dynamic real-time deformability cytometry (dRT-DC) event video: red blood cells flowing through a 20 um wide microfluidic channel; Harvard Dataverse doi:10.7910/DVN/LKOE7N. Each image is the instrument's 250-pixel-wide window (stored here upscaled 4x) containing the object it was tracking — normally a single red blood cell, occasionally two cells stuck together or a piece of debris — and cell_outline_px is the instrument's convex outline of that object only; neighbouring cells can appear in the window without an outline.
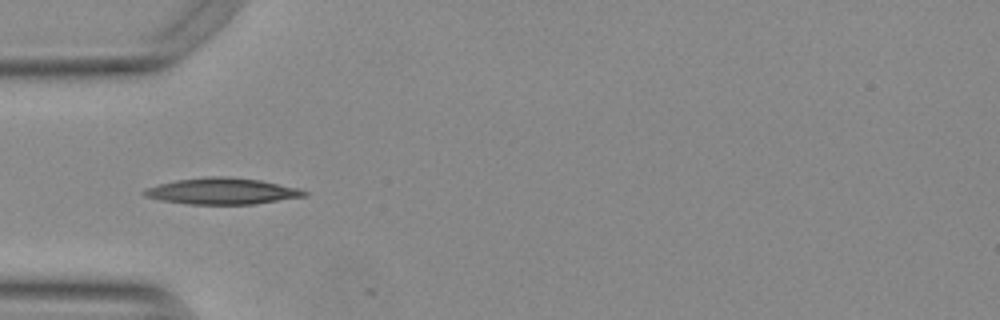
{"species": "Egyptian fruit bat (a non-hibernating species)", "species_latin": "Rousettus aegyptiacus", "temperature_condition": "warm", "stored_images_in_passage": 12, "camera_frame_rate_fps": 3000, "um_per_image_px": 0.085, "animal": {"sex": "female"}, "frame": {"image": 1, "passage_image": 4, "time_ms": 1.0, "image_size_px": [1000, 320], "cell_outline_px": [[308, 192], [304, 196], [256, 204], [188, 204], [160, 200], [144, 196], [140, 192], [148, 188], [160, 184], [176, 180], [212, 176], [224, 176], [260, 180], [296, 188]], "centroid_in_image_um": [18.84, 16.25], "position_along_channel_um": 66.2, "area_um2": 24.22}}
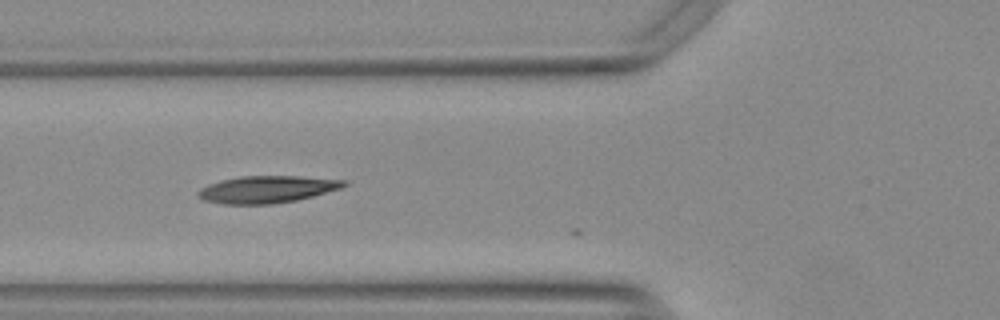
{"frame": {"image": 2, "passage_image": 7, "time_ms": 2.0, "image_size_px": [1000, 320], "cell_outline_px": [[348, 184], [340, 188], [312, 196], [296, 200], [272, 204], [224, 204], [204, 200], [196, 196], [196, 192], [200, 188], [224, 180], [244, 176], [296, 176], [348, 180]], "centroid_in_image_um": [22.7, 16.1], "position_along_channel_um": 103.1, "area_um2": 22.77}}
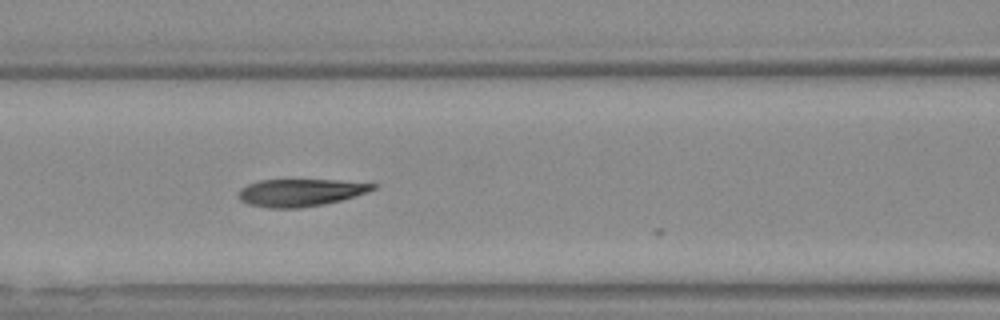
{"frame": {"image": 3, "passage_image": 10, "time_ms": 3.0, "image_size_px": [1000, 320], "cell_outline_px": [[376, 188], [340, 200], [324, 204], [300, 208], [268, 208], [248, 204], [240, 200], [240, 188], [248, 184], [260, 180], [336, 180], [376, 184]], "centroid_in_image_um": [25.48, 16.37], "position_along_channel_um": 141.1, "area_um2": 21.1}}